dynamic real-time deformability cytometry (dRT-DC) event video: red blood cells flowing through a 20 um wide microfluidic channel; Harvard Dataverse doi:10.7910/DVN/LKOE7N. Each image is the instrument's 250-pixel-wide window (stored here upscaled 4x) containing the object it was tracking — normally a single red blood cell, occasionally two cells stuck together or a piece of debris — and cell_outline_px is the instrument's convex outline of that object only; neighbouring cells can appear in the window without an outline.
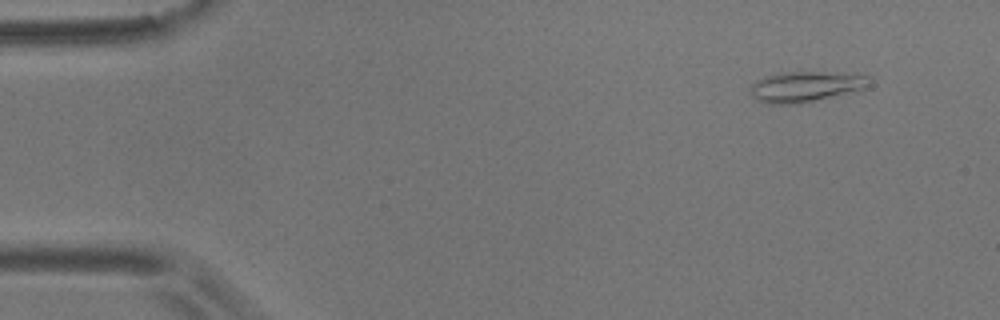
{"species": "common noctule bat (a hibernating species)", "species_latin": "Nyctalus noctula", "temperature_condition": "room temperature", "stored_images_in_passage": 48, "camera_frame_rate_fps": 3000, "um_per_image_px": 0.085, "animal": {"sex": "male", "body_mass_g": 17.9}, "frame": {"image": 1, "passage_image": 1, "time_ms": 0.0, "image_size_px": [1000, 320], "cell_outline_px": [[872, 88], [796, 104], [768, 104], [756, 100], [752, 96], [748, 88], [756, 80], [764, 76], [780, 72], [820, 72], [868, 76], [872, 84]], "centroid_in_image_um": [68.46, 7.37], "position_along_channel_um": 16.5, "area_um2": 21.39}}
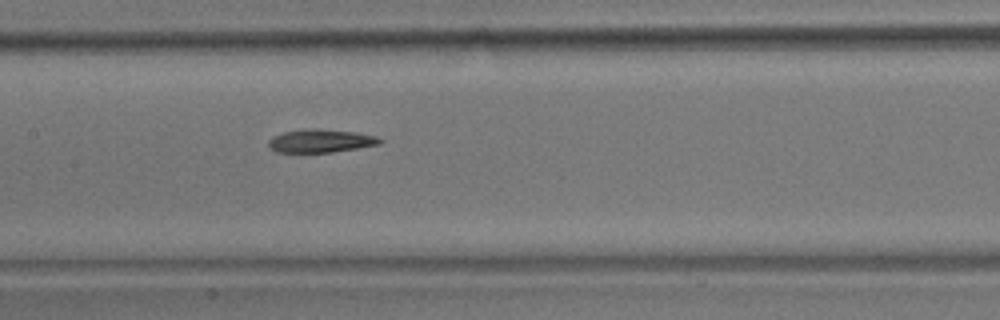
{"frame": {"image": 2, "passage_image": 23, "time_ms": 7.333, "image_size_px": [1000, 320], "cell_outline_px": [[384, 140], [380, 144], [332, 152], [276, 152], [268, 148], [268, 140], [272, 136], [284, 132], [304, 128], [316, 128], [356, 132], [376, 136]], "centroid_in_image_um": [27.22, 11.96], "position_along_channel_um": 180.2, "area_um2": 15.2}}
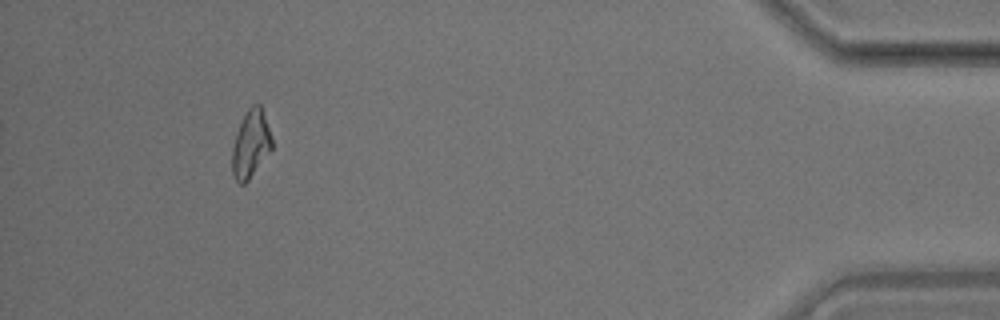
{"frame": {"image": 3, "passage_image": 48, "time_ms": 15.667, "image_size_px": [1000, 320], "cell_outline_px": [[272, 148], [248, 180], [244, 184], [240, 184], [236, 180], [232, 172], [232, 148], [236, 132], [240, 120], [248, 108], [252, 104], [260, 104], [272, 136]], "centroid_in_image_um": [21.3, 12.21], "position_along_channel_um": 413.9, "area_um2": 15.61}, "authors_computed_cell_mechanics": {"area_um2": 15.9528, "velocity_mm_per_s": 3.5609, "shape_relaxation_time_tau1_ms": 7.9388, "shape_relaxation_time_tau2_ms": 5.5065, "deformation_change_tau1": 0.2154, "deformation_change_tau2": 0.1051}}